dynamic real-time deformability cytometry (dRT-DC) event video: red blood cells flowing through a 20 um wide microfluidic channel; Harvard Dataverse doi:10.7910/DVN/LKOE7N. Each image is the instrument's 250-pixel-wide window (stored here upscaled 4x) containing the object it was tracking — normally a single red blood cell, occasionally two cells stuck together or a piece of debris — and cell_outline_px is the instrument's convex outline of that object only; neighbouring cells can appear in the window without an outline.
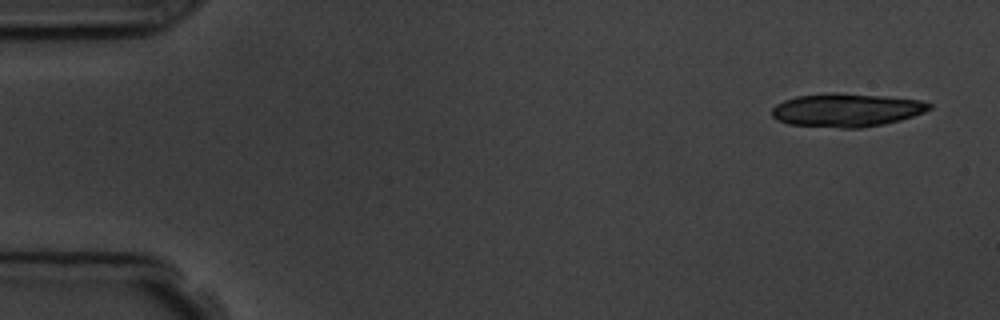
{"species": "common noctule bat (a hibernating species)", "species_latin": "Nyctalus noctula", "temperature_condition": "room temperature", "stored_images_in_passage": 6, "camera_frame_rate_fps": 3000, "um_per_image_px": 0.085, "animal": {"sex": "male", "body_mass_g": 19.5, "forearm_length_mm": 54.6}, "frame": {"image": 1, "passage_image": 1, "time_ms": 0.0, "image_size_px": [1000, 320], "cell_outline_px": [[932, 108], [924, 112], [900, 120], [884, 124], [860, 128], [840, 128], [788, 124], [776, 120], [772, 116], [772, 108], [776, 104], [784, 100], [796, 96], [832, 92], [884, 96], [920, 100], [932, 104]], "centroid_in_image_um": [71.93, 9.35], "position_along_channel_um": 13.1, "area_um2": 30.69}}